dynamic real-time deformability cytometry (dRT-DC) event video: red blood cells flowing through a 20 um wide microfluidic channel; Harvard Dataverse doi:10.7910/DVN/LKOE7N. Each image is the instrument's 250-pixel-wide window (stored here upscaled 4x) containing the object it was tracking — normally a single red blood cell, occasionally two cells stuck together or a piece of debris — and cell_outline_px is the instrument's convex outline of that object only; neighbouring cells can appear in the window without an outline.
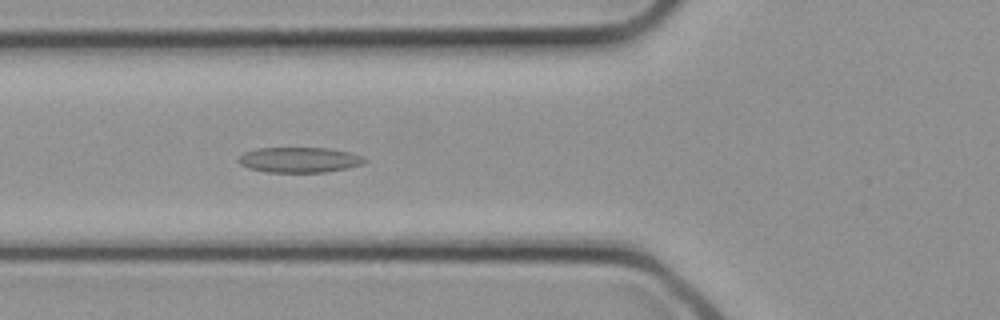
{"species": "common noctule bat (a hibernating species)", "species_latin": "Nyctalus noctula", "temperature_condition": "cold", "stored_images_in_passage": 31, "camera_frame_rate_fps": 3000, "um_per_image_px": 0.085, "animal": {"sex": "female", "body_mass_g": 21.9}, "frame": {"image": 1, "passage_image": 11, "time_ms": 3.333, "image_size_px": [1000, 320], "cell_outline_px": [[368, 160], [364, 164], [348, 168], [324, 172], [268, 172], [248, 168], [240, 164], [236, 160], [244, 152], [256, 148], [328, 148], [348, 152], [360, 156]], "centroid_in_image_um": [25.42, 13.59], "position_along_channel_um": 100.4, "area_um2": 18.61}}
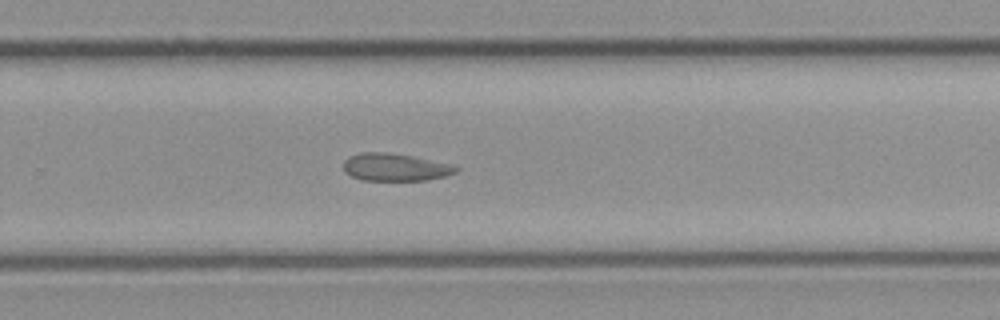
{"frame": {"image": 2, "passage_image": 20, "time_ms": 6.333, "image_size_px": [1000, 320], "cell_outline_px": [[460, 168], [456, 172], [444, 176], [424, 180], [360, 180], [344, 172], [344, 160], [348, 156], [360, 152], [388, 152], [412, 156], [452, 164]], "centroid_in_image_um": [33.56, 14.2], "position_along_channel_um": 296.2, "area_um2": 18.09}}
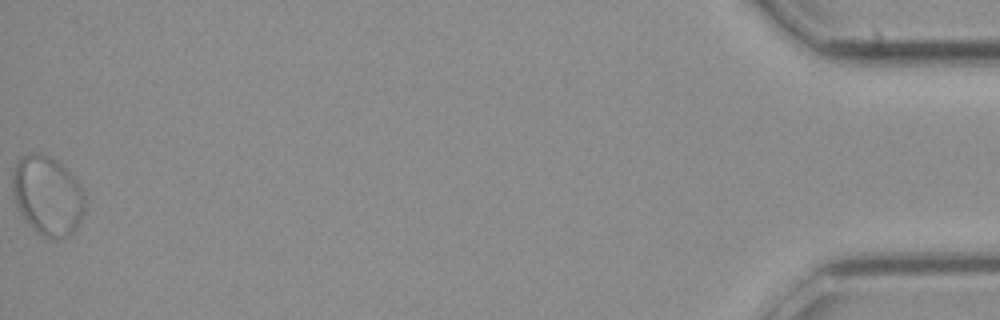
{"frame": {"image": 3, "passage_image": 31, "time_ms": 10.0, "image_size_px": [1000, 320], "cell_outline_px": [[84, 212], [76, 228], [68, 236], [48, 236], [32, 228], [24, 220], [20, 212], [12, 192], [12, 168], [20, 156], [32, 152], [40, 152], [56, 160], [76, 180], [84, 196]], "centroid_in_image_um": [3.99, 16.57], "position_along_channel_um": 431.2, "area_um2": 32.95}}